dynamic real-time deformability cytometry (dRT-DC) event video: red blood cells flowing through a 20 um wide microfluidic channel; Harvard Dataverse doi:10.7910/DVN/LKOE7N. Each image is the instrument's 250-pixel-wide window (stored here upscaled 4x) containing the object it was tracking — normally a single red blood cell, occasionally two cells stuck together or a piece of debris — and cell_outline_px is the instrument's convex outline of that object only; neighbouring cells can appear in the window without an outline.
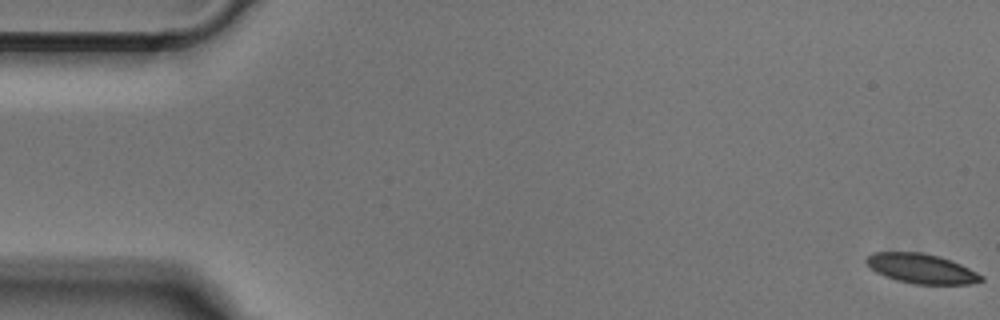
{"species": "Egyptian fruit bat (a non-hibernating species)", "species_latin": "Rousettus aegyptiacus", "temperature_condition": "cold", "stored_images_in_passage": 52, "camera_frame_rate_fps": 3000, "um_per_image_px": 0.085, "animal": {"sex": "male"}, "frame": {"image": 1, "passage_image": 1, "time_ms": 0.0, "image_size_px": [1000, 320], "cell_outline_px": [[984, 280], [968, 284], [912, 284], [896, 280], [884, 276], [876, 272], [864, 260], [872, 252], [920, 252], [940, 256], [960, 264], [984, 276]], "centroid_in_image_um": [78.31, 22.83], "position_along_channel_um": 6.7, "area_um2": 19.83}}
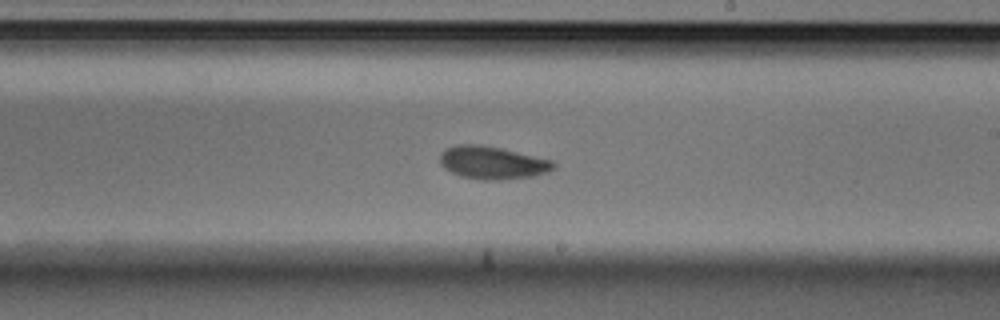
{"frame": {"image": 2, "passage_image": 30, "time_ms": 9.667, "image_size_px": [1000, 320], "cell_outline_px": [[556, 168], [548, 172], [532, 176], [500, 180], [480, 180], [460, 176], [444, 168], [440, 164], [440, 152], [456, 144], [480, 144], [500, 148], [552, 160], [556, 164]], "centroid_in_image_um": [41.84, 13.83], "position_along_channel_um": 247.2, "area_um2": 21.79}}
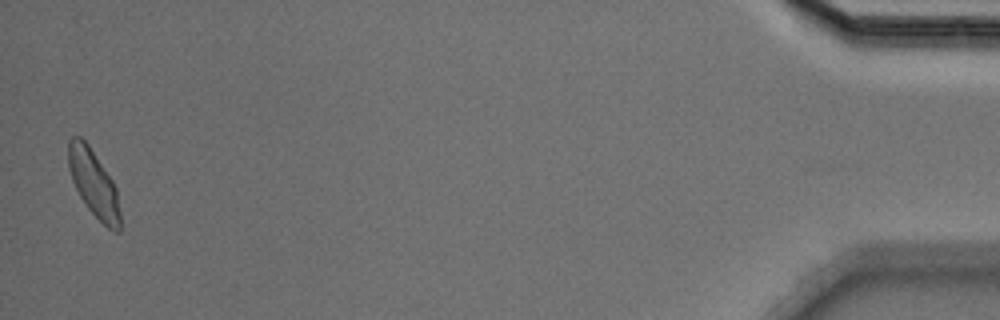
{"frame": {"image": 3, "passage_image": 51, "time_ms": 16.667, "image_size_px": [1000, 320], "cell_outline_px": [[120, 232], [116, 232], [108, 228], [84, 204], [72, 180], [68, 168], [68, 140], [72, 136], [80, 136], [88, 144], [112, 180], [116, 188], [120, 212]], "centroid_in_image_um": [7.95, 15.58], "position_along_channel_um": 427.3, "area_um2": 20.0}}